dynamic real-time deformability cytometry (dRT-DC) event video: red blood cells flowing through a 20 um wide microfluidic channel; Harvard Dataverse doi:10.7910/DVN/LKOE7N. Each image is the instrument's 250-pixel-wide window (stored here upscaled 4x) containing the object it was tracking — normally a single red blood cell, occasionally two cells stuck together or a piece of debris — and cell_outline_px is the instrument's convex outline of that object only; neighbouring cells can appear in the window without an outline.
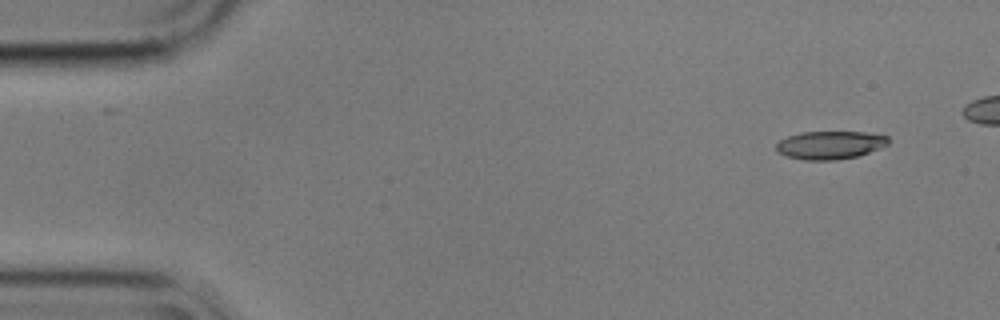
{"species": "common noctule bat (a hibernating species)", "species_latin": "Nyctalus noctula", "temperature_condition": "cold", "stored_images_in_passage": 47, "camera_frame_rate_fps": 3000, "um_per_image_px": 0.085, "animal": {"sex": "male", "body_mass_g": 17.9}, "frame": {"image": 1, "passage_image": 1, "time_ms": 0.0, "image_size_px": [1000, 320], "cell_outline_px": [[888, 144], [880, 148], [856, 156], [836, 160], [804, 160], [788, 156], [776, 152], [776, 144], [780, 140], [788, 136], [800, 132], [864, 132], [888, 136]], "centroid_in_image_um": [70.52, 12.32], "position_along_channel_um": 14.5, "area_um2": 18.26}}
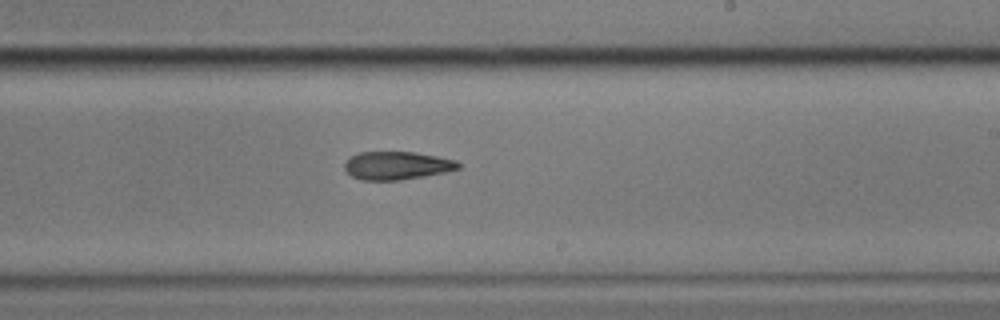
{"frame": {"image": 2, "passage_image": 30, "time_ms": 9.667, "image_size_px": [1000, 320], "cell_outline_px": [[460, 168], [444, 172], [424, 176], [400, 180], [364, 180], [352, 176], [344, 168], [344, 164], [352, 156], [360, 152], [416, 152], [456, 160], [460, 164]], "centroid_in_image_um": [33.75, 14.07], "position_along_channel_um": 255.3, "area_um2": 18.44}}
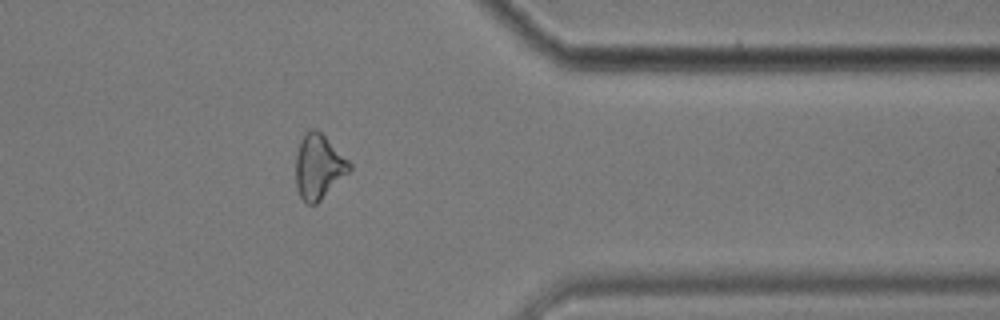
{"frame": {"image": 3, "passage_image": 42, "time_ms": 13.667, "image_size_px": [1000, 320], "cell_outline_px": [[352, 168], [316, 204], [308, 204], [300, 196], [296, 184], [296, 156], [304, 132], [308, 128], [316, 128], [352, 164]], "centroid_in_image_um": [27.07, 14.14], "position_along_channel_um": 384.3, "area_um2": 19.77}}